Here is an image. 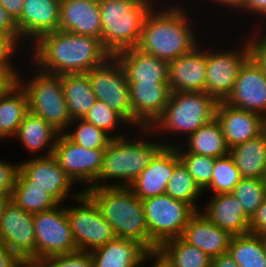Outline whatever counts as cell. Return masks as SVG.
Returning <instances> with one entry per match:
<instances>
[{
	"mask_svg": "<svg viewBox=\"0 0 266 267\" xmlns=\"http://www.w3.org/2000/svg\"><path fill=\"white\" fill-rule=\"evenodd\" d=\"M33 64L37 69L54 75L87 73L112 55L101 40L57 30L42 35L35 42ZM36 63V64H35Z\"/></svg>",
	"mask_w": 266,
	"mask_h": 267,
	"instance_id": "1",
	"label": "cell"
},
{
	"mask_svg": "<svg viewBox=\"0 0 266 267\" xmlns=\"http://www.w3.org/2000/svg\"><path fill=\"white\" fill-rule=\"evenodd\" d=\"M173 7H166L162 12L152 8L145 18L137 45L140 51L167 62L183 56L198 46V41L187 22L189 18L185 14L186 10L178 6Z\"/></svg>",
	"mask_w": 266,
	"mask_h": 267,
	"instance_id": "2",
	"label": "cell"
},
{
	"mask_svg": "<svg viewBox=\"0 0 266 267\" xmlns=\"http://www.w3.org/2000/svg\"><path fill=\"white\" fill-rule=\"evenodd\" d=\"M83 191L96 203L116 237L136 240L150 252L157 251L158 247L149 238L143 202L129 187H91Z\"/></svg>",
	"mask_w": 266,
	"mask_h": 267,
	"instance_id": "3",
	"label": "cell"
},
{
	"mask_svg": "<svg viewBox=\"0 0 266 267\" xmlns=\"http://www.w3.org/2000/svg\"><path fill=\"white\" fill-rule=\"evenodd\" d=\"M104 48L116 53L137 47L143 24L152 8L137 0H99Z\"/></svg>",
	"mask_w": 266,
	"mask_h": 267,
	"instance_id": "4",
	"label": "cell"
},
{
	"mask_svg": "<svg viewBox=\"0 0 266 267\" xmlns=\"http://www.w3.org/2000/svg\"><path fill=\"white\" fill-rule=\"evenodd\" d=\"M164 146L174 147V144H160L145 141V139L138 140V138L131 142L126 135L121 138H112L104 150L103 167L99 178L92 187H129ZM106 179H121L123 183L117 182L118 184L113 183V185L101 183Z\"/></svg>",
	"mask_w": 266,
	"mask_h": 267,
	"instance_id": "5",
	"label": "cell"
},
{
	"mask_svg": "<svg viewBox=\"0 0 266 267\" xmlns=\"http://www.w3.org/2000/svg\"><path fill=\"white\" fill-rule=\"evenodd\" d=\"M218 101L207 92H171L162 115L141 132H182L187 138L216 117ZM160 129V130H159ZM156 130V131H155Z\"/></svg>",
	"mask_w": 266,
	"mask_h": 267,
	"instance_id": "6",
	"label": "cell"
},
{
	"mask_svg": "<svg viewBox=\"0 0 266 267\" xmlns=\"http://www.w3.org/2000/svg\"><path fill=\"white\" fill-rule=\"evenodd\" d=\"M21 79L18 75V83L28 98L29 112L42 117L60 133L69 129L73 120L64 98L62 76L38 69L32 80L24 83Z\"/></svg>",
	"mask_w": 266,
	"mask_h": 267,
	"instance_id": "7",
	"label": "cell"
},
{
	"mask_svg": "<svg viewBox=\"0 0 266 267\" xmlns=\"http://www.w3.org/2000/svg\"><path fill=\"white\" fill-rule=\"evenodd\" d=\"M142 202L149 238L157 247L170 239L181 237L190 217L196 212L186 202L167 194Z\"/></svg>",
	"mask_w": 266,
	"mask_h": 267,
	"instance_id": "8",
	"label": "cell"
},
{
	"mask_svg": "<svg viewBox=\"0 0 266 267\" xmlns=\"http://www.w3.org/2000/svg\"><path fill=\"white\" fill-rule=\"evenodd\" d=\"M80 205L66 207L77 250L91 252L116 238L113 227L104 219L93 199L83 191L76 199Z\"/></svg>",
	"mask_w": 266,
	"mask_h": 267,
	"instance_id": "9",
	"label": "cell"
},
{
	"mask_svg": "<svg viewBox=\"0 0 266 267\" xmlns=\"http://www.w3.org/2000/svg\"><path fill=\"white\" fill-rule=\"evenodd\" d=\"M61 207V208H60ZM35 231V263L53 255L77 250L66 207L59 204L53 209L33 214Z\"/></svg>",
	"mask_w": 266,
	"mask_h": 267,
	"instance_id": "10",
	"label": "cell"
},
{
	"mask_svg": "<svg viewBox=\"0 0 266 267\" xmlns=\"http://www.w3.org/2000/svg\"><path fill=\"white\" fill-rule=\"evenodd\" d=\"M96 100L104 102L132 125V107L127 78L115 56L86 73Z\"/></svg>",
	"mask_w": 266,
	"mask_h": 267,
	"instance_id": "11",
	"label": "cell"
},
{
	"mask_svg": "<svg viewBox=\"0 0 266 267\" xmlns=\"http://www.w3.org/2000/svg\"><path fill=\"white\" fill-rule=\"evenodd\" d=\"M20 167L14 187H39L50 194L59 204L67 197L74 200L83 192L69 193L75 184L67 173L51 155L36 156L28 161L19 163Z\"/></svg>",
	"mask_w": 266,
	"mask_h": 267,
	"instance_id": "12",
	"label": "cell"
},
{
	"mask_svg": "<svg viewBox=\"0 0 266 267\" xmlns=\"http://www.w3.org/2000/svg\"><path fill=\"white\" fill-rule=\"evenodd\" d=\"M105 149L89 150L72 142L60 133L54 146L53 156L74 183L84 182L91 188L99 178L103 167Z\"/></svg>",
	"mask_w": 266,
	"mask_h": 267,
	"instance_id": "13",
	"label": "cell"
},
{
	"mask_svg": "<svg viewBox=\"0 0 266 267\" xmlns=\"http://www.w3.org/2000/svg\"><path fill=\"white\" fill-rule=\"evenodd\" d=\"M242 50H207L206 81L204 91L218 102L225 101L231 94L238 73L250 57L248 43Z\"/></svg>",
	"mask_w": 266,
	"mask_h": 267,
	"instance_id": "14",
	"label": "cell"
},
{
	"mask_svg": "<svg viewBox=\"0 0 266 267\" xmlns=\"http://www.w3.org/2000/svg\"><path fill=\"white\" fill-rule=\"evenodd\" d=\"M0 241L32 267L35 264L33 214L10 201L0 221Z\"/></svg>",
	"mask_w": 266,
	"mask_h": 267,
	"instance_id": "15",
	"label": "cell"
},
{
	"mask_svg": "<svg viewBox=\"0 0 266 267\" xmlns=\"http://www.w3.org/2000/svg\"><path fill=\"white\" fill-rule=\"evenodd\" d=\"M226 104L261 114L266 119V74L249 57L242 65Z\"/></svg>",
	"mask_w": 266,
	"mask_h": 267,
	"instance_id": "16",
	"label": "cell"
},
{
	"mask_svg": "<svg viewBox=\"0 0 266 267\" xmlns=\"http://www.w3.org/2000/svg\"><path fill=\"white\" fill-rule=\"evenodd\" d=\"M132 107V124L150 128L162 115L171 95L168 83L128 82Z\"/></svg>",
	"mask_w": 266,
	"mask_h": 267,
	"instance_id": "17",
	"label": "cell"
},
{
	"mask_svg": "<svg viewBox=\"0 0 266 267\" xmlns=\"http://www.w3.org/2000/svg\"><path fill=\"white\" fill-rule=\"evenodd\" d=\"M179 163L177 149L164 146L129 185V188L140 200L165 194L167 183Z\"/></svg>",
	"mask_w": 266,
	"mask_h": 267,
	"instance_id": "18",
	"label": "cell"
},
{
	"mask_svg": "<svg viewBox=\"0 0 266 267\" xmlns=\"http://www.w3.org/2000/svg\"><path fill=\"white\" fill-rule=\"evenodd\" d=\"M229 149L257 137L266 129V119L259 113L219 102L216 110Z\"/></svg>",
	"mask_w": 266,
	"mask_h": 267,
	"instance_id": "19",
	"label": "cell"
},
{
	"mask_svg": "<svg viewBox=\"0 0 266 267\" xmlns=\"http://www.w3.org/2000/svg\"><path fill=\"white\" fill-rule=\"evenodd\" d=\"M61 0H24L23 12L16 21L20 38L34 41L59 30ZM31 38V39H30Z\"/></svg>",
	"mask_w": 266,
	"mask_h": 267,
	"instance_id": "20",
	"label": "cell"
},
{
	"mask_svg": "<svg viewBox=\"0 0 266 267\" xmlns=\"http://www.w3.org/2000/svg\"><path fill=\"white\" fill-rule=\"evenodd\" d=\"M199 46L168 62V84L171 92L204 91L207 51H200Z\"/></svg>",
	"mask_w": 266,
	"mask_h": 267,
	"instance_id": "21",
	"label": "cell"
},
{
	"mask_svg": "<svg viewBox=\"0 0 266 267\" xmlns=\"http://www.w3.org/2000/svg\"><path fill=\"white\" fill-rule=\"evenodd\" d=\"M59 29L73 34L94 36L101 40L99 0H61Z\"/></svg>",
	"mask_w": 266,
	"mask_h": 267,
	"instance_id": "22",
	"label": "cell"
},
{
	"mask_svg": "<svg viewBox=\"0 0 266 267\" xmlns=\"http://www.w3.org/2000/svg\"><path fill=\"white\" fill-rule=\"evenodd\" d=\"M181 237L209 257L215 258L228 253L232 235L215 225L202 211H196L190 217Z\"/></svg>",
	"mask_w": 266,
	"mask_h": 267,
	"instance_id": "23",
	"label": "cell"
},
{
	"mask_svg": "<svg viewBox=\"0 0 266 267\" xmlns=\"http://www.w3.org/2000/svg\"><path fill=\"white\" fill-rule=\"evenodd\" d=\"M122 65L127 82L168 83V62L140 51L124 49L114 55Z\"/></svg>",
	"mask_w": 266,
	"mask_h": 267,
	"instance_id": "24",
	"label": "cell"
},
{
	"mask_svg": "<svg viewBox=\"0 0 266 267\" xmlns=\"http://www.w3.org/2000/svg\"><path fill=\"white\" fill-rule=\"evenodd\" d=\"M149 253L140 242L119 237L91 251L94 267H139Z\"/></svg>",
	"mask_w": 266,
	"mask_h": 267,
	"instance_id": "25",
	"label": "cell"
},
{
	"mask_svg": "<svg viewBox=\"0 0 266 267\" xmlns=\"http://www.w3.org/2000/svg\"><path fill=\"white\" fill-rule=\"evenodd\" d=\"M203 214L232 236L249 233L250 218L232 193L212 196Z\"/></svg>",
	"mask_w": 266,
	"mask_h": 267,
	"instance_id": "26",
	"label": "cell"
},
{
	"mask_svg": "<svg viewBox=\"0 0 266 267\" xmlns=\"http://www.w3.org/2000/svg\"><path fill=\"white\" fill-rule=\"evenodd\" d=\"M242 178H263L266 174V129L257 137L230 149Z\"/></svg>",
	"mask_w": 266,
	"mask_h": 267,
	"instance_id": "27",
	"label": "cell"
},
{
	"mask_svg": "<svg viewBox=\"0 0 266 267\" xmlns=\"http://www.w3.org/2000/svg\"><path fill=\"white\" fill-rule=\"evenodd\" d=\"M59 134L60 132L42 117L28 112L23 118L15 136L29 152L36 153L48 146V153L46 152L44 155V157H47L53 155L54 146Z\"/></svg>",
	"mask_w": 266,
	"mask_h": 267,
	"instance_id": "28",
	"label": "cell"
},
{
	"mask_svg": "<svg viewBox=\"0 0 266 267\" xmlns=\"http://www.w3.org/2000/svg\"><path fill=\"white\" fill-rule=\"evenodd\" d=\"M186 140L189 149L184 151L175 145L178 153H194L219 158L228 155L230 151L216 117L200 127Z\"/></svg>",
	"mask_w": 266,
	"mask_h": 267,
	"instance_id": "29",
	"label": "cell"
},
{
	"mask_svg": "<svg viewBox=\"0 0 266 267\" xmlns=\"http://www.w3.org/2000/svg\"><path fill=\"white\" fill-rule=\"evenodd\" d=\"M62 87L71 119H83L96 100L88 75H62Z\"/></svg>",
	"mask_w": 266,
	"mask_h": 267,
	"instance_id": "30",
	"label": "cell"
},
{
	"mask_svg": "<svg viewBox=\"0 0 266 267\" xmlns=\"http://www.w3.org/2000/svg\"><path fill=\"white\" fill-rule=\"evenodd\" d=\"M29 112L28 98L19 83L0 96V139L16 134Z\"/></svg>",
	"mask_w": 266,
	"mask_h": 267,
	"instance_id": "31",
	"label": "cell"
},
{
	"mask_svg": "<svg viewBox=\"0 0 266 267\" xmlns=\"http://www.w3.org/2000/svg\"><path fill=\"white\" fill-rule=\"evenodd\" d=\"M157 252L171 267H211L212 258L182 237L162 243Z\"/></svg>",
	"mask_w": 266,
	"mask_h": 267,
	"instance_id": "32",
	"label": "cell"
},
{
	"mask_svg": "<svg viewBox=\"0 0 266 267\" xmlns=\"http://www.w3.org/2000/svg\"><path fill=\"white\" fill-rule=\"evenodd\" d=\"M228 252L239 267H266L261 235L247 233L232 236Z\"/></svg>",
	"mask_w": 266,
	"mask_h": 267,
	"instance_id": "33",
	"label": "cell"
},
{
	"mask_svg": "<svg viewBox=\"0 0 266 267\" xmlns=\"http://www.w3.org/2000/svg\"><path fill=\"white\" fill-rule=\"evenodd\" d=\"M202 192L203 191L196 184L187 169L180 162L172 172V176L167 183L165 194L173 199L186 202L195 211H199L195 203Z\"/></svg>",
	"mask_w": 266,
	"mask_h": 267,
	"instance_id": "34",
	"label": "cell"
},
{
	"mask_svg": "<svg viewBox=\"0 0 266 267\" xmlns=\"http://www.w3.org/2000/svg\"><path fill=\"white\" fill-rule=\"evenodd\" d=\"M11 201L31 214L47 211L59 205L50 194L39 187H13Z\"/></svg>",
	"mask_w": 266,
	"mask_h": 267,
	"instance_id": "35",
	"label": "cell"
},
{
	"mask_svg": "<svg viewBox=\"0 0 266 267\" xmlns=\"http://www.w3.org/2000/svg\"><path fill=\"white\" fill-rule=\"evenodd\" d=\"M76 121V122H75ZM78 121V122H77ZM78 125L75 128V132H69L66 130L64 134L74 143L89 150L105 149L112 138L124 137L123 133L120 135H108L102 129L88 123L84 119H74L71 122Z\"/></svg>",
	"mask_w": 266,
	"mask_h": 267,
	"instance_id": "36",
	"label": "cell"
},
{
	"mask_svg": "<svg viewBox=\"0 0 266 267\" xmlns=\"http://www.w3.org/2000/svg\"><path fill=\"white\" fill-rule=\"evenodd\" d=\"M232 194L241 203L245 214L251 218L266 196L263 178H242L234 187Z\"/></svg>",
	"mask_w": 266,
	"mask_h": 267,
	"instance_id": "37",
	"label": "cell"
},
{
	"mask_svg": "<svg viewBox=\"0 0 266 267\" xmlns=\"http://www.w3.org/2000/svg\"><path fill=\"white\" fill-rule=\"evenodd\" d=\"M241 179L242 176L235 165L234 159L228 154L215 158L211 182L207 189H212L215 195L232 193Z\"/></svg>",
	"mask_w": 266,
	"mask_h": 267,
	"instance_id": "38",
	"label": "cell"
},
{
	"mask_svg": "<svg viewBox=\"0 0 266 267\" xmlns=\"http://www.w3.org/2000/svg\"><path fill=\"white\" fill-rule=\"evenodd\" d=\"M178 154L180 162L187 169L196 184L202 191H205L211 182L215 158L194 153Z\"/></svg>",
	"mask_w": 266,
	"mask_h": 267,
	"instance_id": "39",
	"label": "cell"
},
{
	"mask_svg": "<svg viewBox=\"0 0 266 267\" xmlns=\"http://www.w3.org/2000/svg\"><path fill=\"white\" fill-rule=\"evenodd\" d=\"M83 119L102 129L108 135L119 126L118 123H128L118 112L112 110L104 102L99 100H95L93 106Z\"/></svg>",
	"mask_w": 266,
	"mask_h": 267,
	"instance_id": "40",
	"label": "cell"
},
{
	"mask_svg": "<svg viewBox=\"0 0 266 267\" xmlns=\"http://www.w3.org/2000/svg\"><path fill=\"white\" fill-rule=\"evenodd\" d=\"M32 267H94L91 252L76 250L37 261Z\"/></svg>",
	"mask_w": 266,
	"mask_h": 267,
	"instance_id": "41",
	"label": "cell"
},
{
	"mask_svg": "<svg viewBox=\"0 0 266 267\" xmlns=\"http://www.w3.org/2000/svg\"><path fill=\"white\" fill-rule=\"evenodd\" d=\"M19 167V164H10L0 159V195L11 194L16 183Z\"/></svg>",
	"mask_w": 266,
	"mask_h": 267,
	"instance_id": "42",
	"label": "cell"
},
{
	"mask_svg": "<svg viewBox=\"0 0 266 267\" xmlns=\"http://www.w3.org/2000/svg\"><path fill=\"white\" fill-rule=\"evenodd\" d=\"M260 37V38H259ZM250 57L266 74V34L262 37L257 35L247 40Z\"/></svg>",
	"mask_w": 266,
	"mask_h": 267,
	"instance_id": "43",
	"label": "cell"
},
{
	"mask_svg": "<svg viewBox=\"0 0 266 267\" xmlns=\"http://www.w3.org/2000/svg\"><path fill=\"white\" fill-rule=\"evenodd\" d=\"M12 65H0V96L18 83V73Z\"/></svg>",
	"mask_w": 266,
	"mask_h": 267,
	"instance_id": "44",
	"label": "cell"
},
{
	"mask_svg": "<svg viewBox=\"0 0 266 267\" xmlns=\"http://www.w3.org/2000/svg\"><path fill=\"white\" fill-rule=\"evenodd\" d=\"M0 33L10 36L16 43L22 42L16 22L9 13L0 5ZM20 41V42H18Z\"/></svg>",
	"mask_w": 266,
	"mask_h": 267,
	"instance_id": "45",
	"label": "cell"
},
{
	"mask_svg": "<svg viewBox=\"0 0 266 267\" xmlns=\"http://www.w3.org/2000/svg\"><path fill=\"white\" fill-rule=\"evenodd\" d=\"M249 233L258 235L266 233V196L263 203L250 218Z\"/></svg>",
	"mask_w": 266,
	"mask_h": 267,
	"instance_id": "46",
	"label": "cell"
},
{
	"mask_svg": "<svg viewBox=\"0 0 266 267\" xmlns=\"http://www.w3.org/2000/svg\"><path fill=\"white\" fill-rule=\"evenodd\" d=\"M28 264L0 241V267H27Z\"/></svg>",
	"mask_w": 266,
	"mask_h": 267,
	"instance_id": "47",
	"label": "cell"
},
{
	"mask_svg": "<svg viewBox=\"0 0 266 267\" xmlns=\"http://www.w3.org/2000/svg\"><path fill=\"white\" fill-rule=\"evenodd\" d=\"M16 48L17 43L10 36L0 33V65H12L10 60L18 50Z\"/></svg>",
	"mask_w": 266,
	"mask_h": 267,
	"instance_id": "48",
	"label": "cell"
},
{
	"mask_svg": "<svg viewBox=\"0 0 266 267\" xmlns=\"http://www.w3.org/2000/svg\"><path fill=\"white\" fill-rule=\"evenodd\" d=\"M24 0H0V5L9 13L16 22L23 12Z\"/></svg>",
	"mask_w": 266,
	"mask_h": 267,
	"instance_id": "49",
	"label": "cell"
},
{
	"mask_svg": "<svg viewBox=\"0 0 266 267\" xmlns=\"http://www.w3.org/2000/svg\"><path fill=\"white\" fill-rule=\"evenodd\" d=\"M242 10L263 14L266 17V0H246Z\"/></svg>",
	"mask_w": 266,
	"mask_h": 267,
	"instance_id": "50",
	"label": "cell"
},
{
	"mask_svg": "<svg viewBox=\"0 0 266 267\" xmlns=\"http://www.w3.org/2000/svg\"><path fill=\"white\" fill-rule=\"evenodd\" d=\"M211 267H239V266L228 252L218 257L212 258Z\"/></svg>",
	"mask_w": 266,
	"mask_h": 267,
	"instance_id": "51",
	"label": "cell"
},
{
	"mask_svg": "<svg viewBox=\"0 0 266 267\" xmlns=\"http://www.w3.org/2000/svg\"><path fill=\"white\" fill-rule=\"evenodd\" d=\"M214 1L216 3H219L220 2V5L223 4V5H225V7L226 6L227 7L229 6L230 8L233 7L234 8L233 10H236V9L239 10V9H241V11H242L243 6H244L246 0H213V2Z\"/></svg>",
	"mask_w": 266,
	"mask_h": 267,
	"instance_id": "52",
	"label": "cell"
},
{
	"mask_svg": "<svg viewBox=\"0 0 266 267\" xmlns=\"http://www.w3.org/2000/svg\"><path fill=\"white\" fill-rule=\"evenodd\" d=\"M149 258H154L153 260V266L152 267H171L168 262L165 261V259L156 251V252H150Z\"/></svg>",
	"mask_w": 266,
	"mask_h": 267,
	"instance_id": "53",
	"label": "cell"
},
{
	"mask_svg": "<svg viewBox=\"0 0 266 267\" xmlns=\"http://www.w3.org/2000/svg\"><path fill=\"white\" fill-rule=\"evenodd\" d=\"M10 201H11V194L0 195V221Z\"/></svg>",
	"mask_w": 266,
	"mask_h": 267,
	"instance_id": "54",
	"label": "cell"
},
{
	"mask_svg": "<svg viewBox=\"0 0 266 267\" xmlns=\"http://www.w3.org/2000/svg\"><path fill=\"white\" fill-rule=\"evenodd\" d=\"M138 2H143V3H146L148 4L151 8L153 7L154 8V4L153 3H156V2H153L154 0H137Z\"/></svg>",
	"mask_w": 266,
	"mask_h": 267,
	"instance_id": "55",
	"label": "cell"
},
{
	"mask_svg": "<svg viewBox=\"0 0 266 267\" xmlns=\"http://www.w3.org/2000/svg\"><path fill=\"white\" fill-rule=\"evenodd\" d=\"M262 240H263V244H264V249H265V254H266V233L261 234Z\"/></svg>",
	"mask_w": 266,
	"mask_h": 267,
	"instance_id": "56",
	"label": "cell"
}]
</instances>
